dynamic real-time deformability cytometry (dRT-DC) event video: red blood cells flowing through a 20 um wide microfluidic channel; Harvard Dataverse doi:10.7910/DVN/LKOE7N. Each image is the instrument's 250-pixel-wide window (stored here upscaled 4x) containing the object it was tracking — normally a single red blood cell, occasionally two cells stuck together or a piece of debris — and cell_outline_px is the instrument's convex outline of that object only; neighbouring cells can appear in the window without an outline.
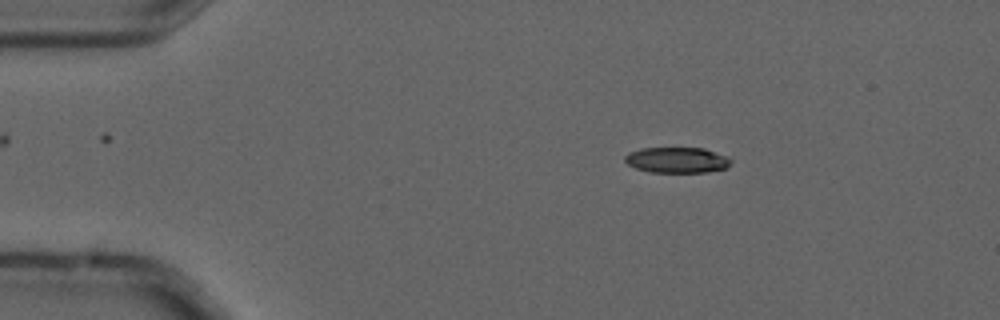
{"species": "common noctule bat (a hibernating species)", "species_latin": "Nyctalus noctula", "temperature_condition": "cold", "stored_images_in_passage": 3, "camera_frame_rate_fps": 3000, "um_per_image_px": 0.085, "animal": {"sex": "male", "forearm_length_mm": 52.5}, "frame": {"image": 1, "passage_image": 1, "time_ms": 0.0, "image_size_px": [1000, 320], "cell_outline_px": [[732, 160], [724, 168], [708, 172], [648, 172], [636, 168], [628, 164], [624, 160], [624, 156], [628, 152], [640, 148], [704, 148], [724, 156]], "centroid_in_image_um": [57.47, 13.6], "position_along_channel_um": 27.5, "area_um2": 15.72}}